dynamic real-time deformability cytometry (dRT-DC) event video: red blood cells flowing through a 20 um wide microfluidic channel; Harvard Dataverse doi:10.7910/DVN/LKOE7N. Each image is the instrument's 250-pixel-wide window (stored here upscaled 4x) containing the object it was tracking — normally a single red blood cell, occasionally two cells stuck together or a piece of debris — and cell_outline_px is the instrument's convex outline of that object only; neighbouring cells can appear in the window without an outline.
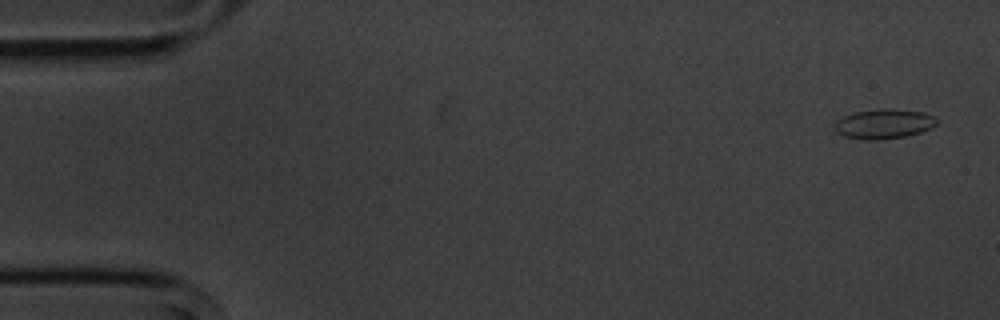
{"species": "common noctule bat (a hibernating species)", "species_latin": "Nyctalus noctula", "temperature_condition": "cold", "stored_images_in_passage": 4, "camera_frame_rate_fps": 3000, "um_per_image_px": 0.085, "animal": {"sex": "male", "body_mass_g": 20.1, "forearm_length_mm": 53.5}, "frame": {"image": 1, "passage_image": 1, "time_ms": 0.0, "image_size_px": [1000, 320], "cell_outline_px": [[936, 124], [932, 128], [908, 136], [876, 140], [868, 140], [844, 136], [836, 132], [836, 120], [844, 116], [856, 112], [880, 108], [892, 108], [924, 112], [936, 116]], "centroid_in_image_um": [75.17, 10.52], "position_along_channel_um": 9.8, "area_um2": 17.74}}